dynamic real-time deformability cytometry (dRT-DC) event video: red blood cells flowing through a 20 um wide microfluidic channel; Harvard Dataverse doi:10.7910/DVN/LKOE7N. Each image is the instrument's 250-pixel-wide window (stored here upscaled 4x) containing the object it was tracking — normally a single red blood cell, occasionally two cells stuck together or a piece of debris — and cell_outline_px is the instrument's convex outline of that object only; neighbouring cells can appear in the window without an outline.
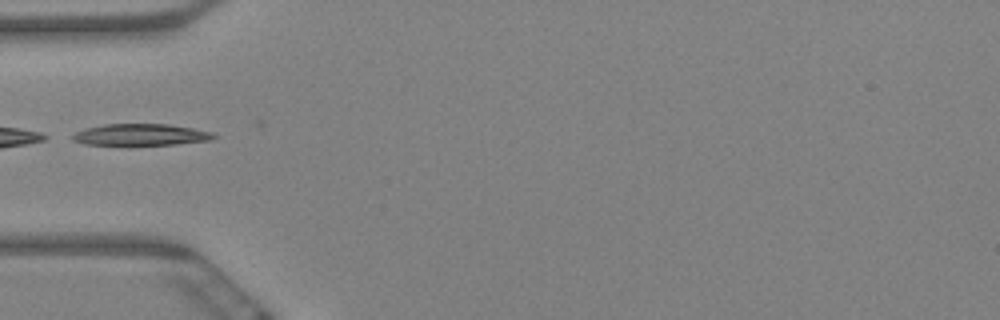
{"species": "Egyptian fruit bat (a non-hibernating species)", "species_latin": "Rousettus aegyptiacus", "temperature_condition": "warm", "stored_images_in_passage": 4, "camera_frame_rate_fps": 3000, "um_per_image_px": 0.085, "animal": {"sex": "female"}, "frame": {"image": 1, "passage_image": 2, "time_ms": 0.333, "image_size_px": [1000, 320], "cell_outline_px": [[216, 136], [212, 140], [176, 144], [84, 144], [72, 140], [72, 136], [76, 132], [84, 128], [104, 124], [168, 124], [192, 128], [212, 132]], "centroid_in_image_um": [11.96, 11.44], "position_along_channel_um": 73.0, "area_um2": 17.51}}
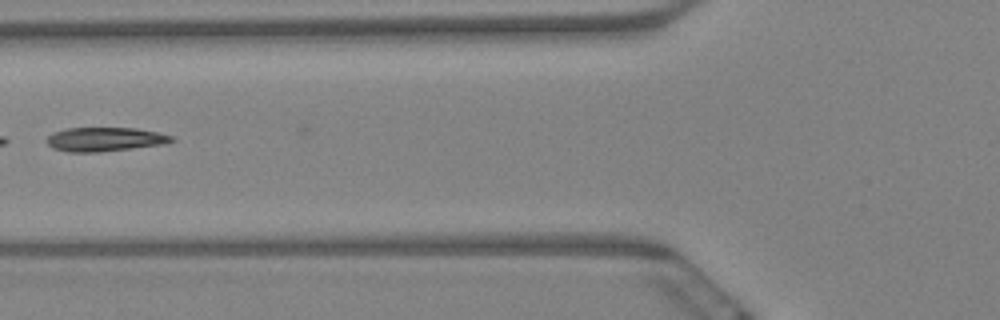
{"frame": {"image": 2, "passage_image": 3, "time_ms": 0.667, "image_size_px": [1000, 320], "cell_outline_px": [[176, 140], [164, 144], [132, 148], [96, 152], [68, 152], [52, 148], [44, 140], [52, 132], [68, 128], [136, 128], [160, 132], [172, 136]], "centroid_in_image_um": [8.9, 11.83], "position_along_channel_um": 116.9, "area_um2": 17.57}}
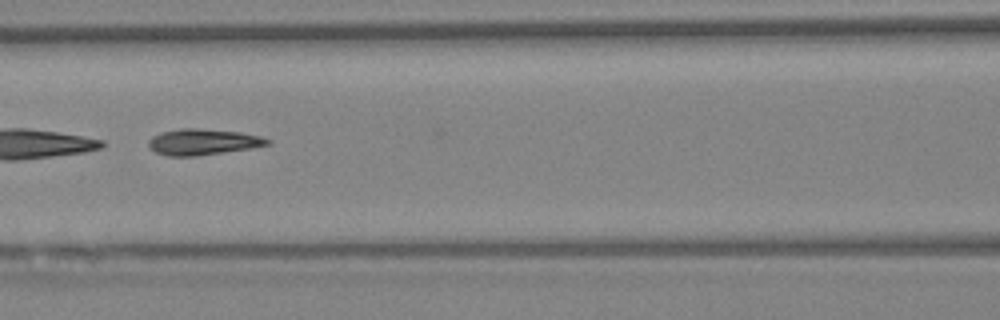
{"frame": {"image": 3, "passage_image": 4, "time_ms": 1.0, "image_size_px": [1000, 320], "cell_outline_px": [[272, 144], [248, 148], [196, 156], [168, 156], [156, 152], [148, 148], [148, 140], [152, 136], [160, 132], [180, 128], [200, 128], [240, 132], [260, 136], [272, 140]], "centroid_in_image_um": [17.21, 12.05], "position_along_channel_um": 149.4, "area_um2": 18.09}}